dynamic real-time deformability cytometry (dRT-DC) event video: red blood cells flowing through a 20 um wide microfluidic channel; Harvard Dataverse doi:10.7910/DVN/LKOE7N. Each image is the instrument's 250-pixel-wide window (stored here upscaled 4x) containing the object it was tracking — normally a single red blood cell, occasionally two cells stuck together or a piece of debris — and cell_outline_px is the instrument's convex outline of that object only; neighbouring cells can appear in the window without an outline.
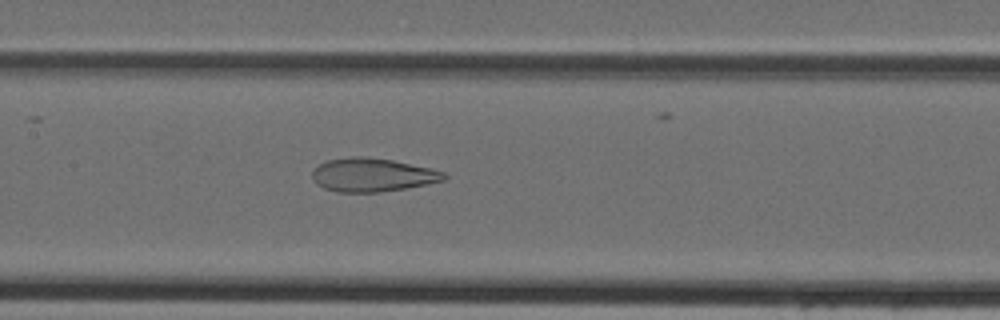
{"species": "Egyptian fruit bat (a non-hibernating species)", "species_latin": "Rousettus aegyptiacus", "temperature_condition": "cold", "stored_images_in_passage": 40, "camera_frame_rate_fps": 3000, "um_per_image_px": 0.085, "animal": {"sex": "female"}, "frame": {"image": 1, "passage_image": 17, "time_ms": 5.333, "image_size_px": [1000, 320], "cell_outline_px": [[448, 176], [444, 180], [404, 188], [380, 192], [336, 192], [324, 188], [316, 184], [312, 180], [312, 172], [320, 164], [328, 160], [352, 156], [364, 156], [392, 160], [432, 168], [444, 172]], "centroid_in_image_um": [31.63, 14.86], "position_along_channel_um": 175.8, "area_um2": 25.66}}
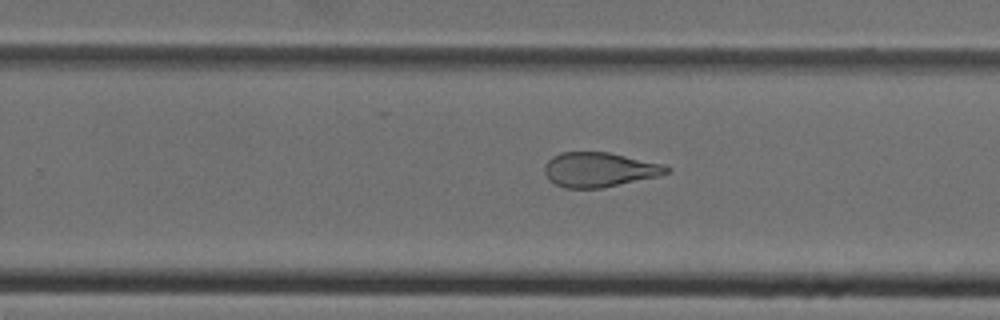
{"frame": {"image": 2, "passage_image": 24, "time_ms": 7.667, "image_size_px": [1000, 320], "cell_outline_px": [[672, 168], [668, 172], [660, 176], [600, 188], [564, 188], [548, 180], [544, 172], [544, 164], [552, 156], [560, 152], [608, 152], [664, 164]], "centroid_in_image_um": [50.93, 14.42], "position_along_channel_um": 278.9, "area_um2": 24.74}}
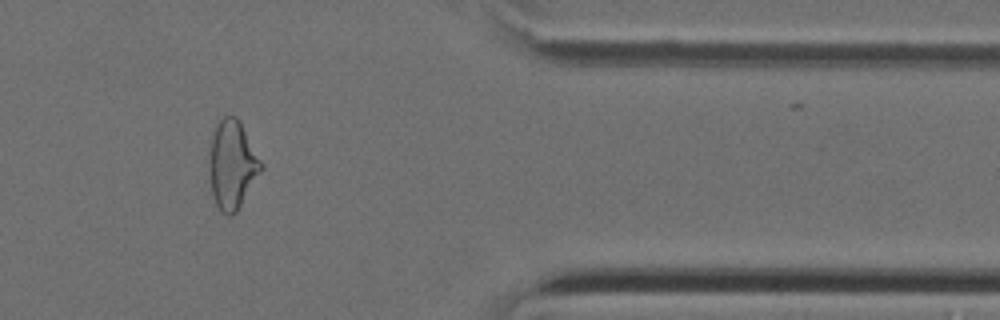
{"frame": {"image": 3, "passage_image": 33, "time_ms": 10.667, "image_size_px": [1000, 320], "cell_outline_px": [[264, 168], [236, 212], [232, 216], [228, 216], [216, 204], [212, 196], [208, 168], [208, 160], [212, 136], [216, 124], [224, 116], [236, 116], [240, 120], [264, 164]], "centroid_in_image_um": [19.75, 13.98], "position_along_channel_um": 391.7, "area_um2": 27.05}}